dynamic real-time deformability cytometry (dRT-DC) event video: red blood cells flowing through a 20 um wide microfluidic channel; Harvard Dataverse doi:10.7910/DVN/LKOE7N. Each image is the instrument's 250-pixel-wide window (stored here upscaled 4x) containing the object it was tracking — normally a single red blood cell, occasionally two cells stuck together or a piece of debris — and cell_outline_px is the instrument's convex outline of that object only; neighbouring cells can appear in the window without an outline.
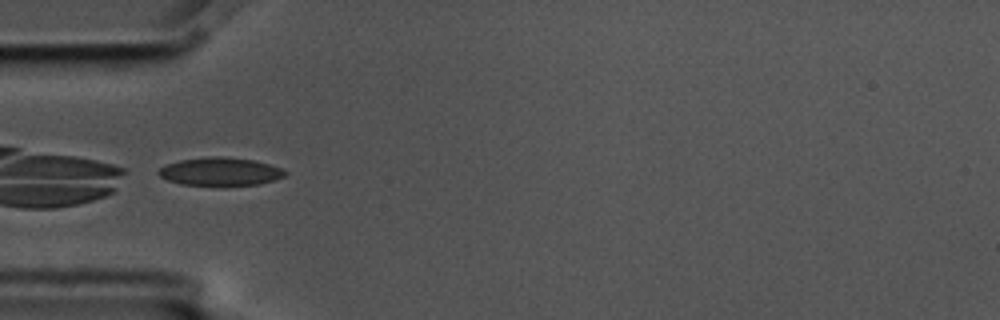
{"species": "common noctule bat (a hibernating species)", "species_latin": "Nyctalus noctula", "temperature_condition": "cold", "stored_images_in_passage": 10, "camera_frame_rate_fps": 3000, "um_per_image_px": 0.085, "animal": {"sex": "male", "body_mass_g": 17.5, "forearm_length_mm": 52.3}, "frame": {"image": 1, "passage_image": 6, "time_ms": 1.667, "image_size_px": [1000, 320], "cell_outline_px": [[288, 172], [284, 176], [260, 184], [180, 184], [168, 180], [160, 176], [156, 172], [164, 164], [180, 160], [208, 156], [220, 156], [252, 160], [284, 168]], "centroid_in_image_um": [18.7, 14.56], "position_along_channel_um": 66.3, "area_um2": 20.4}}